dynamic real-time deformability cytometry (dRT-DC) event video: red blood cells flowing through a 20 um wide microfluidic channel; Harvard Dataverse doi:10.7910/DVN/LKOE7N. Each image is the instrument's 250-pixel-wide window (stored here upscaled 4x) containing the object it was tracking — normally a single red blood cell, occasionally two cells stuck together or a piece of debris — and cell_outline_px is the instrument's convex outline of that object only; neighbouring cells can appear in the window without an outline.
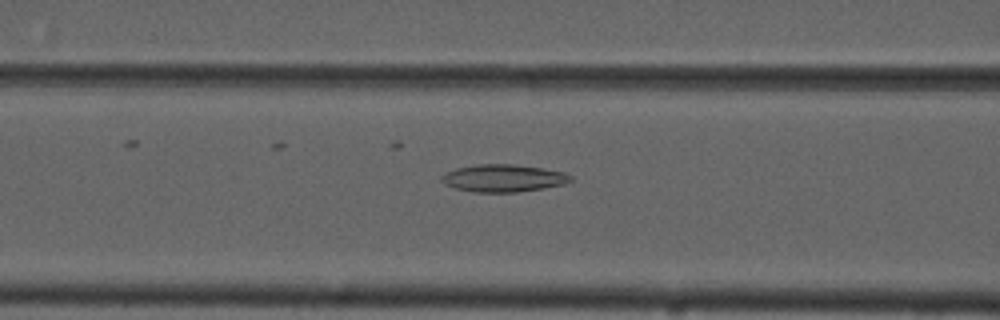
{"species": "common noctule bat (a hibernating species)", "species_latin": "Nyctalus noctula", "temperature_condition": "cold", "stored_images_in_passage": 54, "camera_frame_rate_fps": 3000, "um_per_image_px": 0.085, "animal": {"sex": "male", "forearm_length_mm": 52.5}, "frame": {"image": 1, "passage_image": 22, "time_ms": 7.0, "image_size_px": [1000, 320], "cell_outline_px": [[572, 180], [564, 184], [544, 188], [516, 192], [476, 192], [456, 188], [440, 180], [440, 176], [444, 172], [456, 168], [476, 164], [512, 164], [544, 168], [564, 172], [572, 176]], "centroid_in_image_um": [42.79, 15.13], "position_along_channel_um": 123.8, "area_um2": 20.63}}
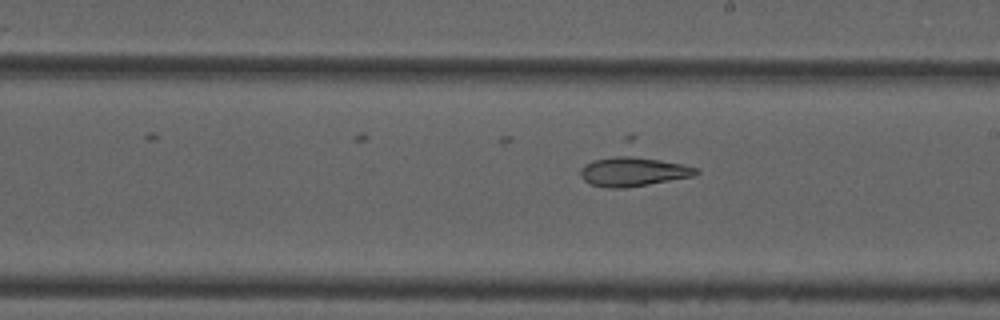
{"frame": {"image": 2, "passage_image": 31, "time_ms": 10.0, "image_size_px": [1000, 320], "cell_outline_px": [[700, 172], [696, 176], [624, 188], [608, 188], [592, 184], [584, 180], [580, 176], [580, 168], [584, 164], [624, 136], [632, 132], [700, 168]], "centroid_in_image_um": [54.0, 14.01], "position_along_channel_um": 235.0, "area_um2": 29.02}}
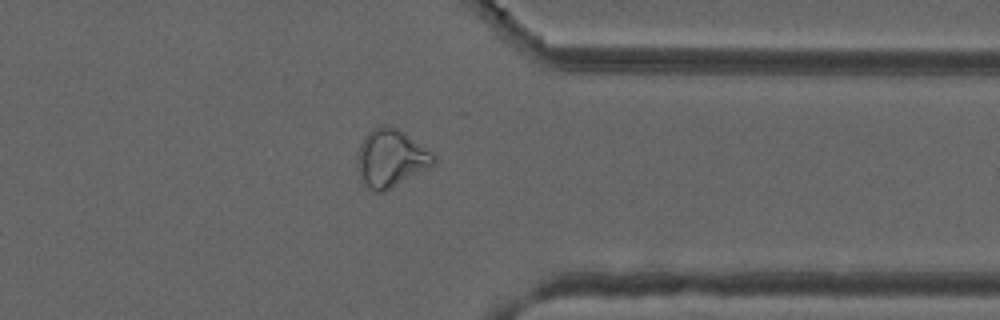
{"frame": {"image": 3, "passage_image": 43, "time_ms": 14.0, "image_size_px": [1000, 320], "cell_outline_px": [[436, 164], [384, 192], [376, 192], [368, 188], [360, 180], [356, 164], [356, 152], [364, 136], [372, 128], [384, 124], [396, 128], [404, 132], [432, 152], [436, 156]], "centroid_in_image_um": [33.19, 13.45], "position_along_channel_um": 378.2, "area_um2": 26.07}, "authors_computed_cell_mechanics": {"area_um2": 24.276, "velocity_mm_per_s": 3.7132, "shape_relaxation_time_tau1_ms": 7.9705, "shape_relaxation_time_tau2_ms": 4.5316, "deformation_change_tau1": 0.2018, "deformation_change_tau2": 0.1436}}